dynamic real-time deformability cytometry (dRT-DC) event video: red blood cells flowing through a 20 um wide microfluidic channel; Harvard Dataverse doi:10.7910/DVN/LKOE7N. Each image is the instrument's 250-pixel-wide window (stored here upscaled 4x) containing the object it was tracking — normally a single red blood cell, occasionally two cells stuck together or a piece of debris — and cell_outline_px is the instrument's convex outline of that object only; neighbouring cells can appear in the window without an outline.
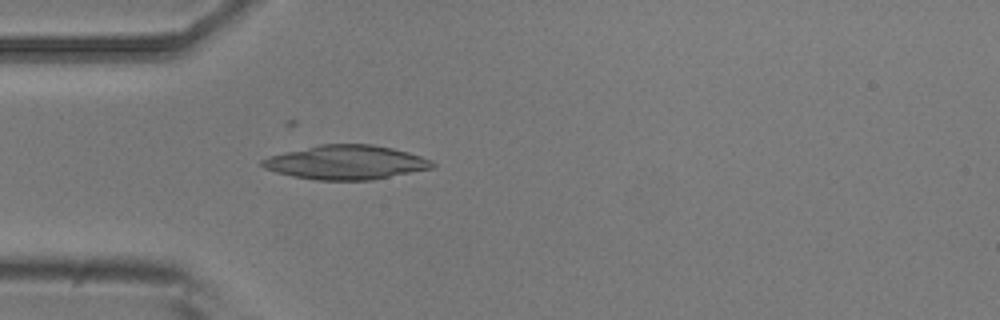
{"species": "common noctule bat (a hibernating species)", "species_latin": "Nyctalus noctula", "temperature_condition": "room temperature", "stored_images_in_passage": 3, "camera_frame_rate_fps": 3000, "um_per_image_px": 0.085, "animal": {"sex": "male", "body_mass_g": 20.5, "forearm_length_mm": 52.5}, "frame": {"image": 1, "passage_image": 3, "time_ms": 0.667, "image_size_px": [1000, 320], "cell_outline_px": [[436, 164], [432, 168], [372, 180], [316, 180], [292, 176], [276, 172], [264, 168], [260, 164], [260, 160], [268, 156], [284, 152], [320, 144], [372, 144], [392, 148], [408, 152], [432, 160]], "centroid_in_image_um": [29.39, 13.8], "position_along_channel_um": 55.6, "area_um2": 33.87}}